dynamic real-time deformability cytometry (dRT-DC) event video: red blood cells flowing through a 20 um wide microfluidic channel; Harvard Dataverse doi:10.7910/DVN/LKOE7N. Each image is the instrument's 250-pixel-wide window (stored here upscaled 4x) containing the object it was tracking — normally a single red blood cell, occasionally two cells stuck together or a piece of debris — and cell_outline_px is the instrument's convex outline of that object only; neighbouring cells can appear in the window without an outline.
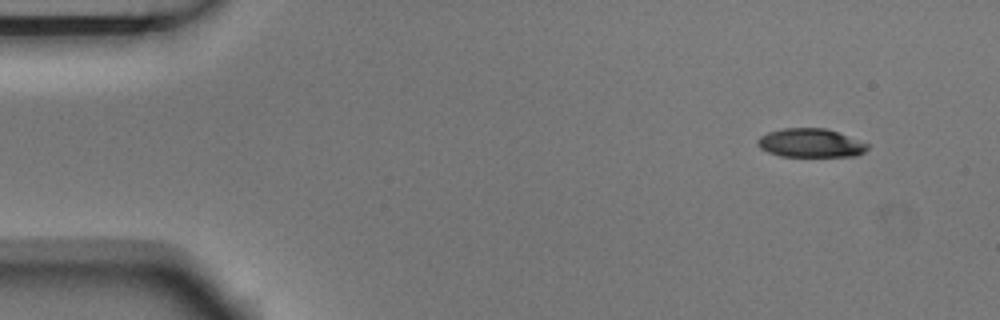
{"species": "Egyptian fruit bat (a non-hibernating species)", "species_latin": "Rousettus aegyptiacus", "temperature_condition": "room temperature", "stored_images_in_passage": 4, "camera_frame_rate_fps": 3000, "um_per_image_px": 0.085, "animal": {"sex": "male"}, "frame": {"image": 1, "passage_image": 1, "time_ms": 0.0, "image_size_px": [1000, 320], "cell_outline_px": [[868, 148], [864, 152], [856, 156], [780, 156], [768, 152], [760, 148], [756, 144], [756, 140], [760, 136], [768, 132], [784, 128], [824, 128], [836, 132], [868, 144]], "centroid_in_image_um": [68.84, 12.16], "position_along_channel_um": 16.2, "area_um2": 18.21}}
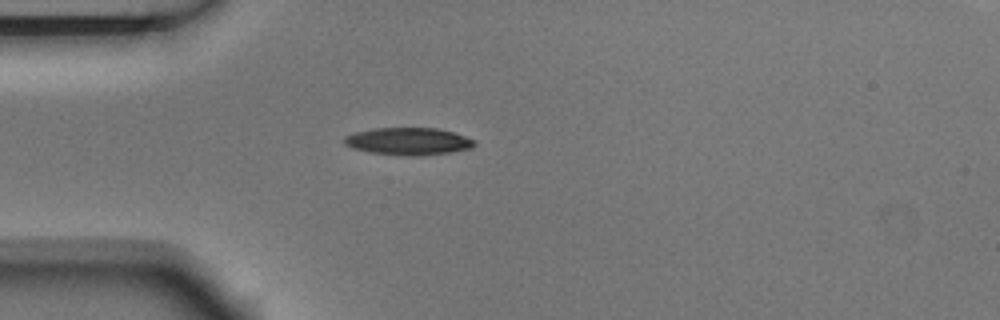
{"frame": {"image": 2, "passage_image": 4, "time_ms": 1.0, "image_size_px": [1000, 320], "cell_outline_px": [[476, 144], [472, 148], [448, 152], [416, 156], [408, 156], [368, 152], [352, 148], [344, 144], [344, 136], [356, 132], [376, 128], [436, 128], [452, 132], [476, 140]], "centroid_in_image_um": [34.69, 12.01], "position_along_channel_um": 50.3, "area_um2": 20.63}}